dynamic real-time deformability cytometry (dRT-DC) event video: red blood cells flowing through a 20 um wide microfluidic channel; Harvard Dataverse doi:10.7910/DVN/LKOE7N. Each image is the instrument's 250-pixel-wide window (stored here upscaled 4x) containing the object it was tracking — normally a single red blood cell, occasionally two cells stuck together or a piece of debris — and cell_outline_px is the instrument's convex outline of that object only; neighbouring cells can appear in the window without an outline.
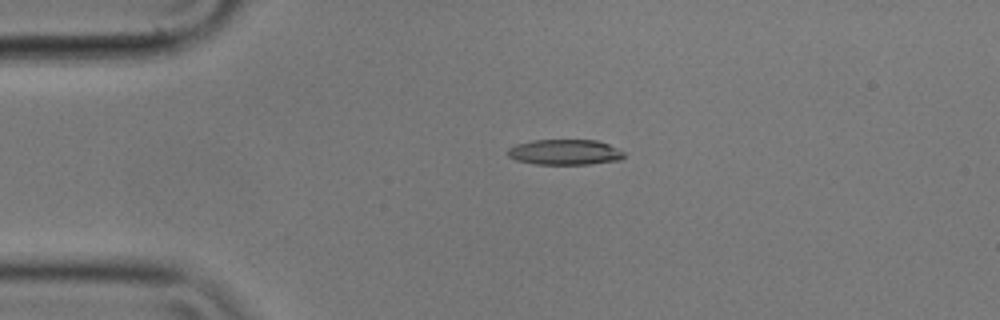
{"species": "common noctule bat (a hibernating species)", "species_latin": "Nyctalus noctula", "temperature_condition": "cold", "stored_images_in_passage": 42, "camera_frame_rate_fps": 3000, "um_per_image_px": 0.085, "animal": {"sex": "male", "body_mass_g": 17.9}, "frame": {"image": 1, "passage_image": 1, "time_ms": 0.0, "image_size_px": [1000, 320], "cell_outline_px": [[624, 156], [620, 160], [588, 164], [536, 164], [516, 160], [508, 156], [508, 148], [516, 144], [532, 140], [596, 140], [608, 144], [624, 152]], "centroid_in_image_um": [47.99, 12.93], "position_along_channel_um": 37.0, "area_um2": 17.17}}
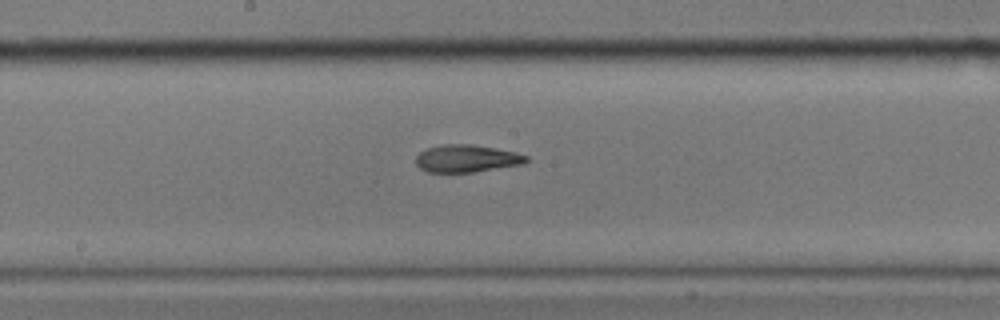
{"frame": {"image": 2, "passage_image": 18, "time_ms": 5.667, "image_size_px": [1000, 320], "cell_outline_px": [[528, 160], [524, 164], [472, 172], [428, 172], [420, 168], [416, 164], [416, 156], [420, 152], [428, 148], [444, 144], [472, 144], [496, 148], [516, 152], [528, 156]], "centroid_in_image_um": [39.68, 13.47], "position_along_channel_um": 208.5, "area_um2": 17.63}}
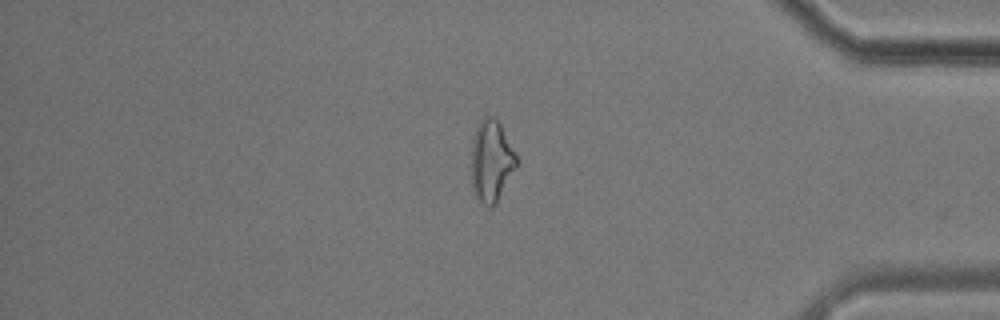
{"frame": {"image": 3, "passage_image": 36, "time_ms": 11.667, "image_size_px": [1000, 320], "cell_outline_px": [[516, 168], [496, 204], [492, 208], [488, 208], [472, 192], [472, 140], [476, 128], [480, 120], [484, 116], [492, 116], [500, 124], [516, 156]], "centroid_in_image_um": [41.75, 13.72], "position_along_channel_um": 393.5, "area_um2": 21.27}, "authors_computed_cell_mechanics": {"area_um2": 18.0047, "velocity_mm_per_s": 3.5459, "shape_relaxation_time_tau1_ms": 6.615, "shape_relaxation_time_tau2_ms": 5.4106, "deformation_change_tau1": 0.189, "deformation_change_tau2": 0.141}}